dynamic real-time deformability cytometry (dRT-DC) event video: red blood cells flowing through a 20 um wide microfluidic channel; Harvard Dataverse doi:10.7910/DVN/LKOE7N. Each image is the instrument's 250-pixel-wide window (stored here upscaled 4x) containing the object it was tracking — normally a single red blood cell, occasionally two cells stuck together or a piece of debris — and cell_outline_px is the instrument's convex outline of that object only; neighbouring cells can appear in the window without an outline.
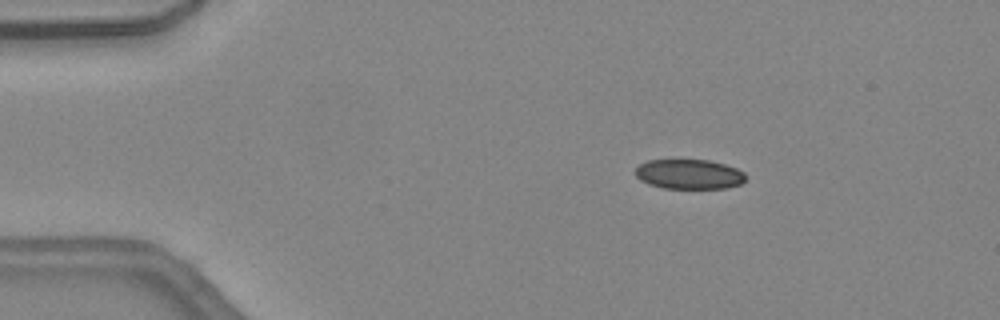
{"species": "common noctule bat (a hibernating species)", "species_latin": "Nyctalus noctula", "temperature_condition": "warm", "stored_images_in_passage": 11, "camera_frame_rate_fps": 3000, "um_per_image_px": 0.085, "animal": {"sex": "female", "body_mass_g": 24.6, "forearm_length_mm": 56.2}, "frame": {"image": 1, "passage_image": 2, "time_ms": 0.333, "image_size_px": [1000, 320], "cell_outline_px": [[744, 180], [740, 184], [728, 188], [664, 188], [648, 184], [640, 180], [636, 176], [636, 168], [640, 164], [648, 160], [708, 160], [724, 164], [736, 168], [744, 172]], "centroid_in_image_um": [58.56, 14.81], "position_along_channel_um": 26.4, "area_um2": 19.02}}